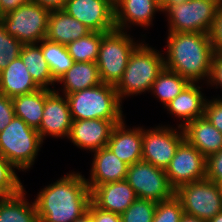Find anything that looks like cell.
Here are the masks:
<instances>
[{"instance_id":"cell-1","label":"cell","mask_w":222,"mask_h":222,"mask_svg":"<svg viewBox=\"0 0 222 222\" xmlns=\"http://www.w3.org/2000/svg\"><path fill=\"white\" fill-rule=\"evenodd\" d=\"M80 173L69 172L45 186L35 199L39 222H73L88 211L91 190Z\"/></svg>"},{"instance_id":"cell-2","label":"cell","mask_w":222,"mask_h":222,"mask_svg":"<svg viewBox=\"0 0 222 222\" xmlns=\"http://www.w3.org/2000/svg\"><path fill=\"white\" fill-rule=\"evenodd\" d=\"M165 68L174 71L190 83L208 82L214 56L210 34L168 32Z\"/></svg>"},{"instance_id":"cell-3","label":"cell","mask_w":222,"mask_h":222,"mask_svg":"<svg viewBox=\"0 0 222 222\" xmlns=\"http://www.w3.org/2000/svg\"><path fill=\"white\" fill-rule=\"evenodd\" d=\"M138 43L129 57L121 80L115 86L121 101L124 97L150 91L157 76L165 68L163 53L151 48L145 42Z\"/></svg>"},{"instance_id":"cell-4","label":"cell","mask_w":222,"mask_h":222,"mask_svg":"<svg viewBox=\"0 0 222 222\" xmlns=\"http://www.w3.org/2000/svg\"><path fill=\"white\" fill-rule=\"evenodd\" d=\"M66 98L72 120L103 119L115 125L124 120L122 101L113 85L101 83L67 94Z\"/></svg>"},{"instance_id":"cell-5","label":"cell","mask_w":222,"mask_h":222,"mask_svg":"<svg viewBox=\"0 0 222 222\" xmlns=\"http://www.w3.org/2000/svg\"><path fill=\"white\" fill-rule=\"evenodd\" d=\"M42 143L37 129L14 116L11 123L0 132V155L15 169L26 171L34 165Z\"/></svg>"},{"instance_id":"cell-6","label":"cell","mask_w":222,"mask_h":222,"mask_svg":"<svg viewBox=\"0 0 222 222\" xmlns=\"http://www.w3.org/2000/svg\"><path fill=\"white\" fill-rule=\"evenodd\" d=\"M137 45L124 30L115 28L103 33L96 61L102 83L113 86L118 84Z\"/></svg>"},{"instance_id":"cell-7","label":"cell","mask_w":222,"mask_h":222,"mask_svg":"<svg viewBox=\"0 0 222 222\" xmlns=\"http://www.w3.org/2000/svg\"><path fill=\"white\" fill-rule=\"evenodd\" d=\"M51 10L29 1L1 17L7 32L22 44H38L46 38Z\"/></svg>"},{"instance_id":"cell-8","label":"cell","mask_w":222,"mask_h":222,"mask_svg":"<svg viewBox=\"0 0 222 222\" xmlns=\"http://www.w3.org/2000/svg\"><path fill=\"white\" fill-rule=\"evenodd\" d=\"M184 213L210 221L222 211V191L220 184L208 179L186 183L175 190Z\"/></svg>"},{"instance_id":"cell-9","label":"cell","mask_w":222,"mask_h":222,"mask_svg":"<svg viewBox=\"0 0 222 222\" xmlns=\"http://www.w3.org/2000/svg\"><path fill=\"white\" fill-rule=\"evenodd\" d=\"M218 4L215 0H191L169 7L168 32H194L210 34Z\"/></svg>"},{"instance_id":"cell-10","label":"cell","mask_w":222,"mask_h":222,"mask_svg":"<svg viewBox=\"0 0 222 222\" xmlns=\"http://www.w3.org/2000/svg\"><path fill=\"white\" fill-rule=\"evenodd\" d=\"M125 180L134 189L137 198L161 202L175 195L165 170L143 160L128 167Z\"/></svg>"},{"instance_id":"cell-11","label":"cell","mask_w":222,"mask_h":222,"mask_svg":"<svg viewBox=\"0 0 222 222\" xmlns=\"http://www.w3.org/2000/svg\"><path fill=\"white\" fill-rule=\"evenodd\" d=\"M177 128L159 125L152 129H144L142 160L165 170L177 148L185 140L183 128L179 126Z\"/></svg>"},{"instance_id":"cell-12","label":"cell","mask_w":222,"mask_h":222,"mask_svg":"<svg viewBox=\"0 0 222 222\" xmlns=\"http://www.w3.org/2000/svg\"><path fill=\"white\" fill-rule=\"evenodd\" d=\"M170 185L176 190L186 183L206 179V157L184 140L165 169Z\"/></svg>"},{"instance_id":"cell-13","label":"cell","mask_w":222,"mask_h":222,"mask_svg":"<svg viewBox=\"0 0 222 222\" xmlns=\"http://www.w3.org/2000/svg\"><path fill=\"white\" fill-rule=\"evenodd\" d=\"M64 10L94 32L115 29L114 0H67Z\"/></svg>"},{"instance_id":"cell-14","label":"cell","mask_w":222,"mask_h":222,"mask_svg":"<svg viewBox=\"0 0 222 222\" xmlns=\"http://www.w3.org/2000/svg\"><path fill=\"white\" fill-rule=\"evenodd\" d=\"M58 90H52L45 98L42 120L37 129L41 140L44 137H69L72 117L66 95H59Z\"/></svg>"},{"instance_id":"cell-15","label":"cell","mask_w":222,"mask_h":222,"mask_svg":"<svg viewBox=\"0 0 222 222\" xmlns=\"http://www.w3.org/2000/svg\"><path fill=\"white\" fill-rule=\"evenodd\" d=\"M114 126L111 120H72L68 138L76 147L94 152L107 147Z\"/></svg>"},{"instance_id":"cell-16","label":"cell","mask_w":222,"mask_h":222,"mask_svg":"<svg viewBox=\"0 0 222 222\" xmlns=\"http://www.w3.org/2000/svg\"><path fill=\"white\" fill-rule=\"evenodd\" d=\"M159 11V0H114L115 28L126 31L131 24L148 27Z\"/></svg>"},{"instance_id":"cell-17","label":"cell","mask_w":222,"mask_h":222,"mask_svg":"<svg viewBox=\"0 0 222 222\" xmlns=\"http://www.w3.org/2000/svg\"><path fill=\"white\" fill-rule=\"evenodd\" d=\"M142 127L126 128L125 121L116 124L107 147L129 166L142 160Z\"/></svg>"},{"instance_id":"cell-18","label":"cell","mask_w":222,"mask_h":222,"mask_svg":"<svg viewBox=\"0 0 222 222\" xmlns=\"http://www.w3.org/2000/svg\"><path fill=\"white\" fill-rule=\"evenodd\" d=\"M93 153L91 176L85 179L91 191L98 185L126 179L129 165L119 159L108 147Z\"/></svg>"},{"instance_id":"cell-19","label":"cell","mask_w":222,"mask_h":222,"mask_svg":"<svg viewBox=\"0 0 222 222\" xmlns=\"http://www.w3.org/2000/svg\"><path fill=\"white\" fill-rule=\"evenodd\" d=\"M137 196L126 180L105 183L91 191V201L100 209L122 214Z\"/></svg>"},{"instance_id":"cell-20","label":"cell","mask_w":222,"mask_h":222,"mask_svg":"<svg viewBox=\"0 0 222 222\" xmlns=\"http://www.w3.org/2000/svg\"><path fill=\"white\" fill-rule=\"evenodd\" d=\"M182 128L185 140L205 157L222 149V133L205 116L188 122Z\"/></svg>"},{"instance_id":"cell-21","label":"cell","mask_w":222,"mask_h":222,"mask_svg":"<svg viewBox=\"0 0 222 222\" xmlns=\"http://www.w3.org/2000/svg\"><path fill=\"white\" fill-rule=\"evenodd\" d=\"M196 83H189L165 108L171 115L180 118L178 126L184 127L188 122L204 116L206 98Z\"/></svg>"},{"instance_id":"cell-22","label":"cell","mask_w":222,"mask_h":222,"mask_svg":"<svg viewBox=\"0 0 222 222\" xmlns=\"http://www.w3.org/2000/svg\"><path fill=\"white\" fill-rule=\"evenodd\" d=\"M90 32L89 28L64 10H51L46 34L47 40L67 45Z\"/></svg>"},{"instance_id":"cell-23","label":"cell","mask_w":222,"mask_h":222,"mask_svg":"<svg viewBox=\"0 0 222 222\" xmlns=\"http://www.w3.org/2000/svg\"><path fill=\"white\" fill-rule=\"evenodd\" d=\"M19 56L0 72V93L10 98L39 90Z\"/></svg>"},{"instance_id":"cell-24","label":"cell","mask_w":222,"mask_h":222,"mask_svg":"<svg viewBox=\"0 0 222 222\" xmlns=\"http://www.w3.org/2000/svg\"><path fill=\"white\" fill-rule=\"evenodd\" d=\"M56 83L63 84V94L91 88L102 83L95 62H74L73 66Z\"/></svg>"},{"instance_id":"cell-25","label":"cell","mask_w":222,"mask_h":222,"mask_svg":"<svg viewBox=\"0 0 222 222\" xmlns=\"http://www.w3.org/2000/svg\"><path fill=\"white\" fill-rule=\"evenodd\" d=\"M55 89L40 88L37 91L12 98L15 116L38 129L42 120L46 96Z\"/></svg>"},{"instance_id":"cell-26","label":"cell","mask_w":222,"mask_h":222,"mask_svg":"<svg viewBox=\"0 0 222 222\" xmlns=\"http://www.w3.org/2000/svg\"><path fill=\"white\" fill-rule=\"evenodd\" d=\"M24 189L0 198V222H39L36 204L26 200Z\"/></svg>"},{"instance_id":"cell-27","label":"cell","mask_w":222,"mask_h":222,"mask_svg":"<svg viewBox=\"0 0 222 222\" xmlns=\"http://www.w3.org/2000/svg\"><path fill=\"white\" fill-rule=\"evenodd\" d=\"M20 57L32 79L40 88L50 89L49 86L56 84L38 44H23Z\"/></svg>"},{"instance_id":"cell-28","label":"cell","mask_w":222,"mask_h":222,"mask_svg":"<svg viewBox=\"0 0 222 222\" xmlns=\"http://www.w3.org/2000/svg\"><path fill=\"white\" fill-rule=\"evenodd\" d=\"M42 54L49 65L52 77L57 81L74 64L73 58L68 53L66 45L43 39L38 43Z\"/></svg>"},{"instance_id":"cell-29","label":"cell","mask_w":222,"mask_h":222,"mask_svg":"<svg viewBox=\"0 0 222 222\" xmlns=\"http://www.w3.org/2000/svg\"><path fill=\"white\" fill-rule=\"evenodd\" d=\"M190 82L174 71L164 68L151 86L150 92L165 106L171 102Z\"/></svg>"},{"instance_id":"cell-30","label":"cell","mask_w":222,"mask_h":222,"mask_svg":"<svg viewBox=\"0 0 222 222\" xmlns=\"http://www.w3.org/2000/svg\"><path fill=\"white\" fill-rule=\"evenodd\" d=\"M103 33L91 31L89 34L66 45L75 62H95L98 59Z\"/></svg>"},{"instance_id":"cell-31","label":"cell","mask_w":222,"mask_h":222,"mask_svg":"<svg viewBox=\"0 0 222 222\" xmlns=\"http://www.w3.org/2000/svg\"><path fill=\"white\" fill-rule=\"evenodd\" d=\"M157 202L137 198L122 214V222H152Z\"/></svg>"},{"instance_id":"cell-32","label":"cell","mask_w":222,"mask_h":222,"mask_svg":"<svg viewBox=\"0 0 222 222\" xmlns=\"http://www.w3.org/2000/svg\"><path fill=\"white\" fill-rule=\"evenodd\" d=\"M14 168L0 155V198L15 195L24 188Z\"/></svg>"},{"instance_id":"cell-33","label":"cell","mask_w":222,"mask_h":222,"mask_svg":"<svg viewBox=\"0 0 222 222\" xmlns=\"http://www.w3.org/2000/svg\"><path fill=\"white\" fill-rule=\"evenodd\" d=\"M23 44L11 36L0 21V72L20 56Z\"/></svg>"},{"instance_id":"cell-34","label":"cell","mask_w":222,"mask_h":222,"mask_svg":"<svg viewBox=\"0 0 222 222\" xmlns=\"http://www.w3.org/2000/svg\"><path fill=\"white\" fill-rule=\"evenodd\" d=\"M183 214L181 201L174 195L170 199L157 202L152 222H180Z\"/></svg>"},{"instance_id":"cell-35","label":"cell","mask_w":222,"mask_h":222,"mask_svg":"<svg viewBox=\"0 0 222 222\" xmlns=\"http://www.w3.org/2000/svg\"><path fill=\"white\" fill-rule=\"evenodd\" d=\"M219 98V99H218ZM204 116L222 133V98L206 100Z\"/></svg>"},{"instance_id":"cell-36","label":"cell","mask_w":222,"mask_h":222,"mask_svg":"<svg viewBox=\"0 0 222 222\" xmlns=\"http://www.w3.org/2000/svg\"><path fill=\"white\" fill-rule=\"evenodd\" d=\"M206 179L217 184L222 182V149L206 157Z\"/></svg>"},{"instance_id":"cell-37","label":"cell","mask_w":222,"mask_h":222,"mask_svg":"<svg viewBox=\"0 0 222 222\" xmlns=\"http://www.w3.org/2000/svg\"><path fill=\"white\" fill-rule=\"evenodd\" d=\"M210 39L214 52L222 53V5L217 8Z\"/></svg>"},{"instance_id":"cell-38","label":"cell","mask_w":222,"mask_h":222,"mask_svg":"<svg viewBox=\"0 0 222 222\" xmlns=\"http://www.w3.org/2000/svg\"><path fill=\"white\" fill-rule=\"evenodd\" d=\"M14 116L12 98L0 93V132L11 123Z\"/></svg>"},{"instance_id":"cell-39","label":"cell","mask_w":222,"mask_h":222,"mask_svg":"<svg viewBox=\"0 0 222 222\" xmlns=\"http://www.w3.org/2000/svg\"><path fill=\"white\" fill-rule=\"evenodd\" d=\"M92 222H122L121 215L98 208L92 201L88 207Z\"/></svg>"},{"instance_id":"cell-40","label":"cell","mask_w":222,"mask_h":222,"mask_svg":"<svg viewBox=\"0 0 222 222\" xmlns=\"http://www.w3.org/2000/svg\"><path fill=\"white\" fill-rule=\"evenodd\" d=\"M207 84L222 88V53L215 52L211 65V73Z\"/></svg>"},{"instance_id":"cell-41","label":"cell","mask_w":222,"mask_h":222,"mask_svg":"<svg viewBox=\"0 0 222 222\" xmlns=\"http://www.w3.org/2000/svg\"><path fill=\"white\" fill-rule=\"evenodd\" d=\"M30 0H0V17L14 11L23 4L28 3Z\"/></svg>"},{"instance_id":"cell-42","label":"cell","mask_w":222,"mask_h":222,"mask_svg":"<svg viewBox=\"0 0 222 222\" xmlns=\"http://www.w3.org/2000/svg\"><path fill=\"white\" fill-rule=\"evenodd\" d=\"M42 7L48 8L49 10H60L63 9L67 0H30Z\"/></svg>"},{"instance_id":"cell-43","label":"cell","mask_w":222,"mask_h":222,"mask_svg":"<svg viewBox=\"0 0 222 222\" xmlns=\"http://www.w3.org/2000/svg\"><path fill=\"white\" fill-rule=\"evenodd\" d=\"M191 0H159L161 12H165L169 7L175 4L189 2Z\"/></svg>"},{"instance_id":"cell-44","label":"cell","mask_w":222,"mask_h":222,"mask_svg":"<svg viewBox=\"0 0 222 222\" xmlns=\"http://www.w3.org/2000/svg\"><path fill=\"white\" fill-rule=\"evenodd\" d=\"M180 222H209V221H205L196 216H191L184 213L183 216L181 217Z\"/></svg>"},{"instance_id":"cell-45","label":"cell","mask_w":222,"mask_h":222,"mask_svg":"<svg viewBox=\"0 0 222 222\" xmlns=\"http://www.w3.org/2000/svg\"><path fill=\"white\" fill-rule=\"evenodd\" d=\"M73 222H92V215L90 211L88 210L82 216H80L79 218H76Z\"/></svg>"},{"instance_id":"cell-46","label":"cell","mask_w":222,"mask_h":222,"mask_svg":"<svg viewBox=\"0 0 222 222\" xmlns=\"http://www.w3.org/2000/svg\"><path fill=\"white\" fill-rule=\"evenodd\" d=\"M209 222H222V211L216 214Z\"/></svg>"},{"instance_id":"cell-47","label":"cell","mask_w":222,"mask_h":222,"mask_svg":"<svg viewBox=\"0 0 222 222\" xmlns=\"http://www.w3.org/2000/svg\"><path fill=\"white\" fill-rule=\"evenodd\" d=\"M215 1L219 6L222 5V0H215Z\"/></svg>"}]
</instances>
